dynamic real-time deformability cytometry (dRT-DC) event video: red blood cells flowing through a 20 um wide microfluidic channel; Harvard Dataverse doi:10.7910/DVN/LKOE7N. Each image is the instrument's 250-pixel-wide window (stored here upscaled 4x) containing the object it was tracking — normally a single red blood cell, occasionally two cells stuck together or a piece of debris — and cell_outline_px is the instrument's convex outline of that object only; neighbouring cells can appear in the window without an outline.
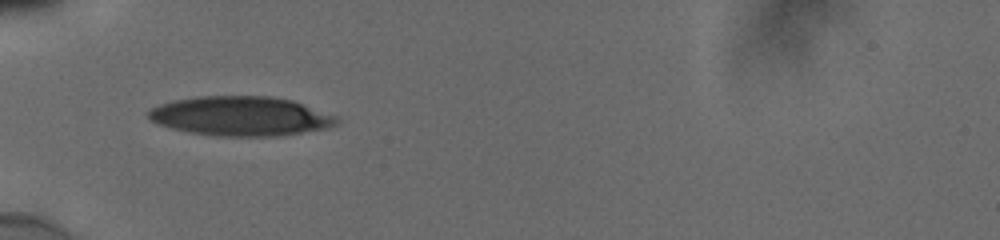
{"species": "human", "species_latin": "Homo sapiens", "temperature_condition": "cold", "stored_images_in_passage": 36, "camera_frame_rate_fps": 3000, "um_per_image_px": 0.085, "donor": {"sex": "male"}, "frame": {"image": 1, "passage_image": 1, "time_ms": 0.0, "image_size_px": [1000, 240], "cell_outline_px": [[340, 120], [336, 124], [324, 128], [280, 136], [216, 136], [188, 132], [156, 124], [148, 120], [144, 112], [160, 104], [176, 100], [200, 96], [268, 96], [292, 100], [340, 116]], "centroid_in_image_um": [20.44, 9.87], "position_along_channel_um": 64.6, "area_um2": 43.52}}
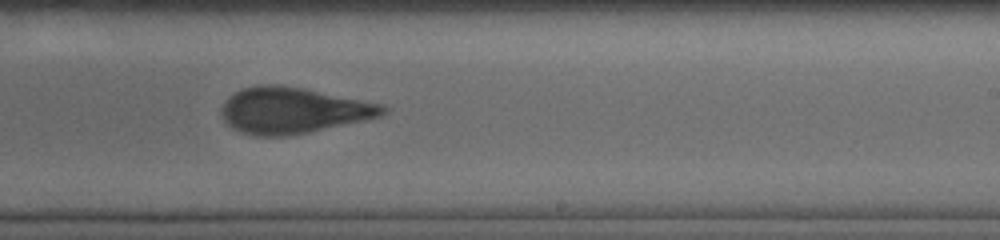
{"frame": {"image": 2, "passage_image": 17, "time_ms": 5.333, "image_size_px": [1000, 240], "cell_outline_px": [[388, 112], [380, 116], [364, 120], [308, 132], [288, 136], [256, 136], [232, 128], [224, 120], [220, 112], [224, 100], [228, 96], [244, 88], [256, 84], [276, 84], [304, 88], [384, 104], [388, 108]], "centroid_in_image_um": [24.9, 9.37], "position_along_channel_um": 264.1, "area_um2": 43.35}}
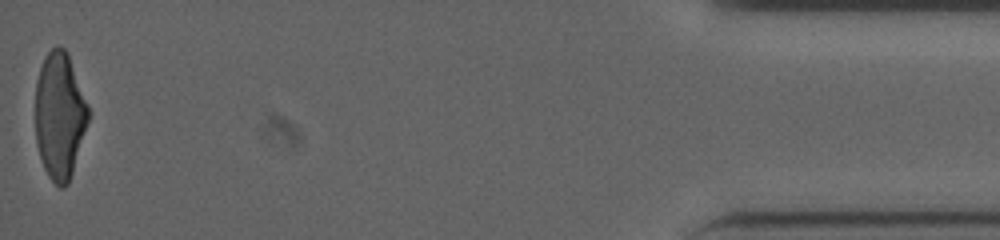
{"frame": {"image": 3, "passage_image": 36, "time_ms": 11.667, "image_size_px": [1000, 240], "cell_outline_px": [[88, 120], [72, 172], [68, 184], [64, 188], [60, 188], [48, 176], [44, 168], [36, 144], [36, 80], [44, 56], [56, 44], [64, 48], [68, 52], [88, 104]], "centroid_in_image_um": [5.06, 9.79], "position_along_channel_um": 430.1, "area_um2": 38.96}, "authors_computed_cell_mechanics": {"area_um2": 42.8009, "velocity_mm_per_s": 3.8738, "shape_relaxation_time_tau1_ms": 6.9604, "shape_relaxation_time_tau2_ms": 1.4562, "deformation_change_tau1": 0.205, "deformation_change_tau2": 0.0985}}